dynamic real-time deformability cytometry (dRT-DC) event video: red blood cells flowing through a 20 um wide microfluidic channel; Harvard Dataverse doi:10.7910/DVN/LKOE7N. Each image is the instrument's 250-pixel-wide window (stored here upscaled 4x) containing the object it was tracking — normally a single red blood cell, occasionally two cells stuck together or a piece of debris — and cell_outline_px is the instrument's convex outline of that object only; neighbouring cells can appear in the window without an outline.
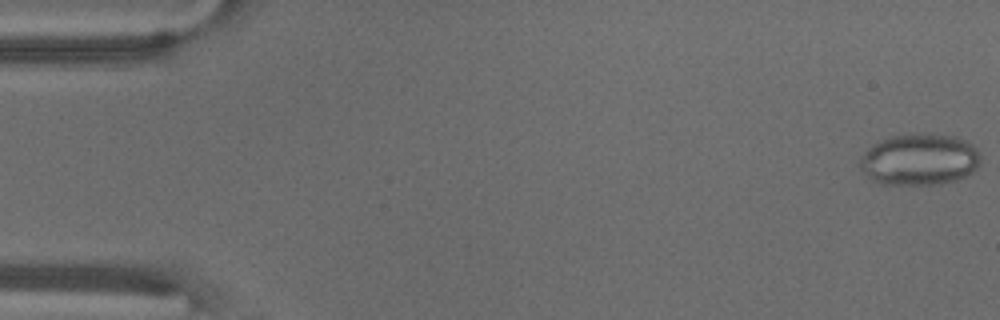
{"species": "common noctule bat (a hibernating species)", "species_latin": "Nyctalus noctula", "temperature_condition": "warm", "stored_images_in_passage": 16, "camera_frame_rate_fps": 3000, "um_per_image_px": 0.085, "animal": {"sex": "male", "body_mass_g": 18.8}, "frame": {"image": 1, "passage_image": 1, "time_ms": 0.0, "image_size_px": [1000, 320], "cell_outline_px": [[980, 164], [972, 172], [956, 180], [940, 184], [880, 184], [872, 180], [856, 164], [868, 148], [892, 136], [912, 132], [928, 132], [956, 136], [972, 144], [976, 148], [980, 156]], "centroid_in_image_um": [78.16, 13.54], "position_along_channel_um": 6.8, "area_um2": 36.59}}